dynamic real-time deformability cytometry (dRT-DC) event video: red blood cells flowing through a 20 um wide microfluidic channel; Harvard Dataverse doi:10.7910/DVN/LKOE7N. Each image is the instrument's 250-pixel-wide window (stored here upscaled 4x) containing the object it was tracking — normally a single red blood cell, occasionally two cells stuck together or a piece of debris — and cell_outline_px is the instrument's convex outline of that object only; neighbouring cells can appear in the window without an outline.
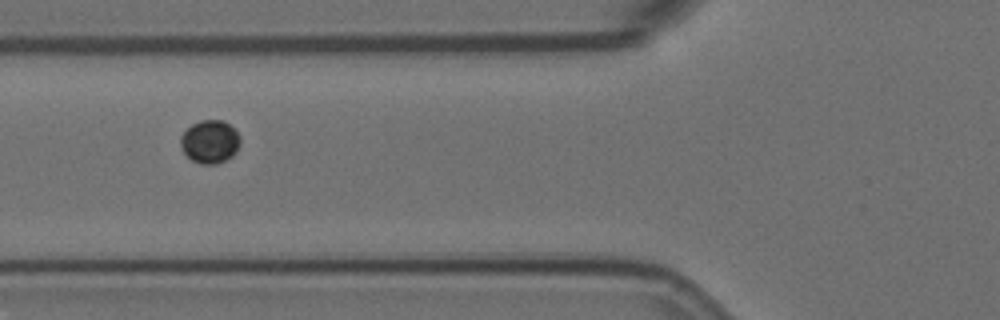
{"species": "Egyptian fruit bat (a non-hibernating species)", "species_latin": "Rousettus aegyptiacus", "temperature_condition": "room temperature", "stored_images_in_passage": 4, "camera_frame_rate_fps": 3000, "um_per_image_px": 0.085, "animal": {"sex": "female"}, "frame": {"image": 1, "passage_image": 2, "time_ms": 0.333, "image_size_px": [1000, 320], "cell_outline_px": [[240, 144], [236, 152], [232, 156], [216, 164], [200, 164], [192, 160], [184, 152], [180, 144], [180, 136], [192, 124], [200, 120], [224, 120], [240, 136]], "centroid_in_image_um": [17.84, 12.04], "position_along_channel_um": 108.0, "area_um2": 14.91}}
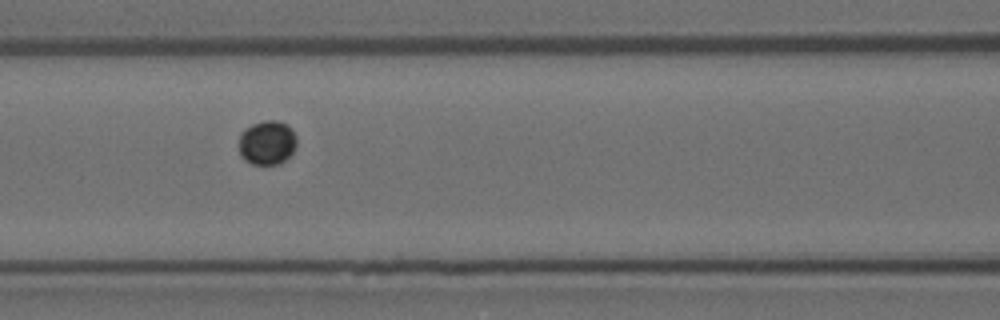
{"frame": {"image": 2, "passage_image": 3, "time_ms": 0.667, "image_size_px": [1000, 320], "cell_outline_px": [[296, 148], [280, 164], [252, 164], [244, 160], [240, 156], [240, 132], [244, 128], [252, 124], [264, 120], [276, 120], [288, 124], [292, 128], [296, 136]], "centroid_in_image_um": [22.71, 12.11], "position_along_channel_um": 143.9, "area_um2": 15.09}}
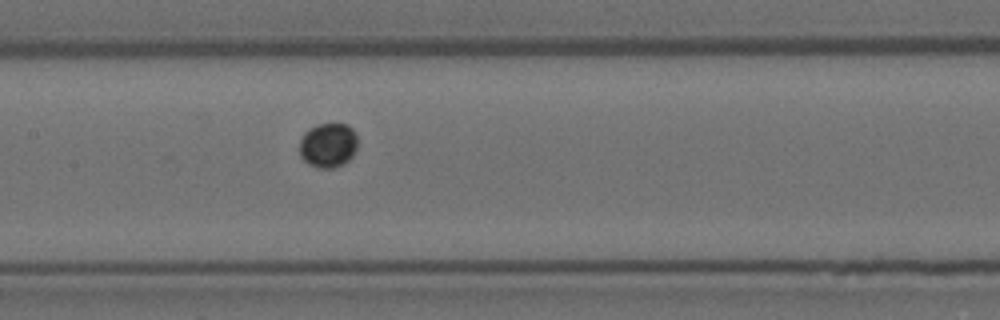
{"frame": {"image": 3, "passage_image": 4, "time_ms": 1.0, "image_size_px": [1000, 320], "cell_outline_px": [[356, 148], [352, 156], [344, 164], [336, 168], [316, 168], [308, 164], [300, 156], [300, 140], [304, 132], [308, 128], [316, 124], [348, 124], [356, 132]], "centroid_in_image_um": [27.88, 12.34], "position_along_channel_um": 179.5, "area_um2": 15.32}}